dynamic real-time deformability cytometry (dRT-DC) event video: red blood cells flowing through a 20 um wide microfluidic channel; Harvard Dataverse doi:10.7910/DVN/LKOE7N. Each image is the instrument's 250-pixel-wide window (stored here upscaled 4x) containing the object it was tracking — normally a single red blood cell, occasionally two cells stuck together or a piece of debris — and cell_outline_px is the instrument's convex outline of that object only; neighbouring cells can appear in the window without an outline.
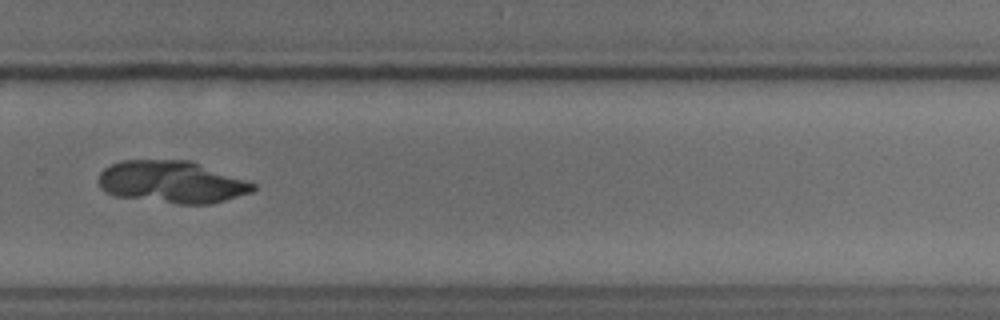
{"species": "common noctule bat (a hibernating species)", "species_latin": "Nyctalus noctula", "temperature_condition": "cold", "stored_images_in_passage": 47, "camera_frame_rate_fps": 3000, "um_per_image_px": 0.085, "animal": {"sex": "male", "body_mass_g": 18.8}, "frame": {"image": 1, "passage_image": 38, "time_ms": 12.333, "image_size_px": [1000, 320], "cell_outline_px": [[256, 188], [252, 192], [224, 200], [208, 204], [176, 204], [116, 196], [104, 192], [100, 188], [96, 180], [100, 172], [104, 168], [120, 160], [188, 160], [256, 184]], "centroid_in_image_um": [14.53, 15.48], "position_along_channel_um": 315.3, "area_um2": 37.92}}
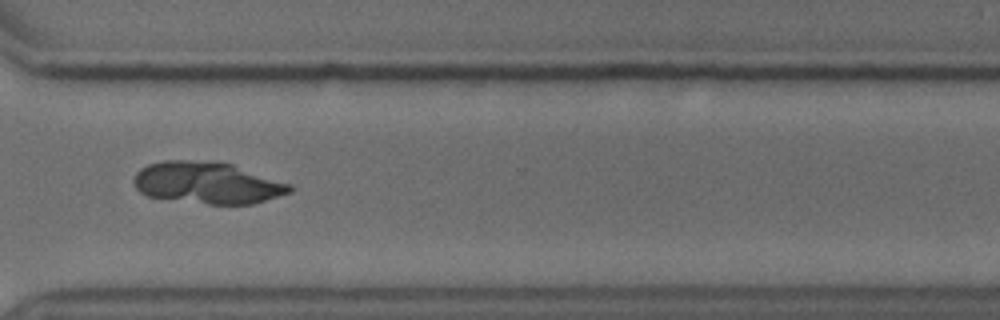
{"frame": {"image": 2, "passage_image": 41, "time_ms": 13.333, "image_size_px": [1000, 320], "cell_outline_px": [[292, 192], [252, 204], [208, 204], [148, 196], [140, 192], [136, 188], [132, 180], [136, 172], [140, 168], [148, 164], [164, 160], [188, 160], [232, 164], [292, 184]], "centroid_in_image_um": [17.62, 15.54], "position_along_channel_um": 353.0, "area_um2": 37.8}}
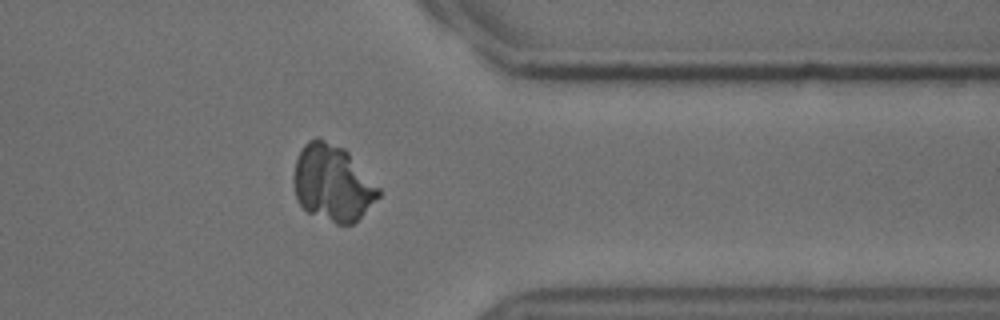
{"frame": {"image": 3, "passage_image": 44, "time_ms": 14.333, "image_size_px": [1000, 320], "cell_outline_px": [[380, 196], [352, 224], [336, 224], [308, 212], [300, 204], [296, 196], [292, 180], [292, 176], [296, 160], [304, 144], [308, 140], [316, 136], [344, 148], [348, 152], [380, 188]], "centroid_in_image_um": [28.25, 15.54], "position_along_channel_um": 383.2, "area_um2": 37.63}}